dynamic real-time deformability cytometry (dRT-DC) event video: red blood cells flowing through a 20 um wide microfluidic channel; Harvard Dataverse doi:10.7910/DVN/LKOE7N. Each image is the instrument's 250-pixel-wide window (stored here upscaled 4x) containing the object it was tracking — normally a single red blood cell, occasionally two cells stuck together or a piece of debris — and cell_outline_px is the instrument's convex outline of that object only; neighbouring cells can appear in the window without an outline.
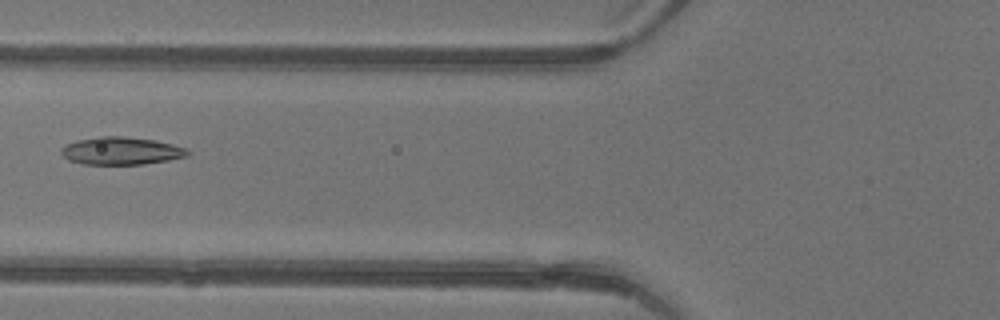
{"species": "common noctule bat (a hibernating species)", "species_latin": "Nyctalus noctula", "temperature_condition": "warm", "stored_images_in_passage": 4, "camera_frame_rate_fps": 3000, "um_per_image_px": 0.085, "animal": {"sex": "female"}, "frame": {"image": 1, "passage_image": 4, "time_ms": 1.0, "image_size_px": [1000, 320], "cell_outline_px": [[192, 152], [188, 156], [168, 160], [144, 164], [84, 164], [68, 160], [60, 152], [60, 148], [64, 144], [76, 140], [100, 136], [124, 136], [156, 140], [172, 144], [184, 148]], "centroid_in_image_um": [10.28, 12.81], "position_along_channel_um": 115.5, "area_um2": 20.52}}